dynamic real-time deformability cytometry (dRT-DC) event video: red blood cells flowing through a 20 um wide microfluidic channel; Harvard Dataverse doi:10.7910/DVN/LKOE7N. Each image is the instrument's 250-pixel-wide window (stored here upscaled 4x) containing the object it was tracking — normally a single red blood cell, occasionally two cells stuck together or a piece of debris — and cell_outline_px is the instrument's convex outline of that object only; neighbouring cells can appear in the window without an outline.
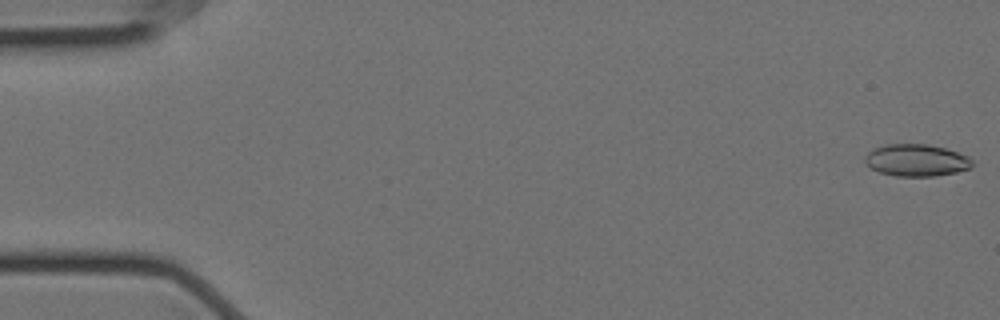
{"species": "Egyptian fruit bat (a non-hibernating species)", "species_latin": "Rousettus aegyptiacus", "temperature_condition": "cold", "stored_images_in_passage": 18, "camera_frame_rate_fps": 3000, "um_per_image_px": 0.085, "animal": {"sex": "female"}, "frame": {"image": 1, "passage_image": 1, "time_ms": 0.0, "image_size_px": [1000, 320], "cell_outline_px": [[972, 168], [956, 172], [936, 176], [896, 176], [880, 172], [872, 168], [864, 160], [864, 156], [872, 148], [884, 144], [928, 144], [944, 148], [968, 156], [972, 160]], "centroid_in_image_um": [77.88, 13.61], "position_along_channel_um": 7.1, "area_um2": 20.06}}
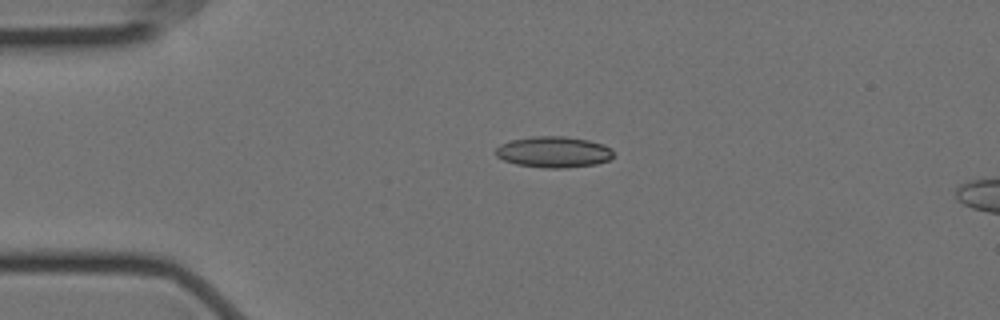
{"frame": {"image": 2, "passage_image": 13, "time_ms": 4.0, "image_size_px": [1000, 320], "cell_outline_px": [[612, 156], [608, 160], [596, 164], [568, 168], [544, 168], [516, 164], [504, 160], [496, 156], [496, 148], [500, 144], [512, 140], [532, 136], [564, 136], [588, 140], [604, 144], [612, 148]], "centroid_in_image_um": [47.06, 12.92], "position_along_channel_um": 37.9, "area_um2": 21.39}}